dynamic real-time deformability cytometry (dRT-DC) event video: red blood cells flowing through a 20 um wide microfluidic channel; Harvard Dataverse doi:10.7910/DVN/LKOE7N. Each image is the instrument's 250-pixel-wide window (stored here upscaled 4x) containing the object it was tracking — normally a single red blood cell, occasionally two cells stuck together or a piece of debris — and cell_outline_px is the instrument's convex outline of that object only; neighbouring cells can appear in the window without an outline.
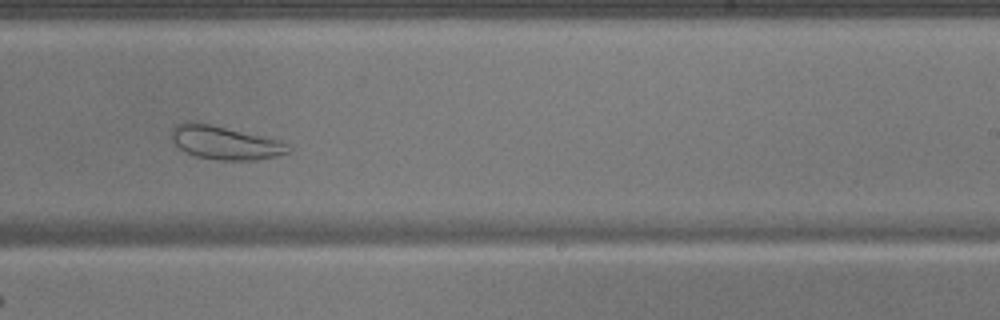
{"species": "common noctule bat (a hibernating species)", "species_latin": "Nyctalus noctula", "temperature_condition": "warm", "stored_images_in_passage": 35, "camera_frame_rate_fps": 3000, "um_per_image_px": 0.085, "animal": {"sex": "male", "body_mass_g": 17.9}, "frame": {"image": 1, "passage_image": 20, "time_ms": 6.333, "image_size_px": [1000, 320], "cell_outline_px": [[292, 148], [288, 152], [276, 156], [256, 160], [220, 160], [196, 156], [184, 152], [176, 148], [168, 136], [172, 128], [176, 124], [184, 120], [192, 120], [260, 136], [276, 140]], "centroid_in_image_um": [18.96, 12.12], "position_along_channel_um": 270.0, "area_um2": 22.83}}